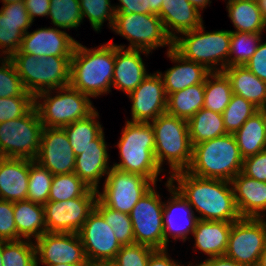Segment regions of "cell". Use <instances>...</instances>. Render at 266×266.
<instances>
[{
    "label": "cell",
    "instance_id": "6da1fadb",
    "mask_svg": "<svg viewBox=\"0 0 266 266\" xmlns=\"http://www.w3.org/2000/svg\"><path fill=\"white\" fill-rule=\"evenodd\" d=\"M173 187L200 213L199 220L234 222L241 218L234 199L231 182L201 178L187 171H179L169 177Z\"/></svg>",
    "mask_w": 266,
    "mask_h": 266
},
{
    "label": "cell",
    "instance_id": "7a4b0ae2",
    "mask_svg": "<svg viewBox=\"0 0 266 266\" xmlns=\"http://www.w3.org/2000/svg\"><path fill=\"white\" fill-rule=\"evenodd\" d=\"M115 67V44L87 49L77 42L71 57L70 86L89 97L110 91Z\"/></svg>",
    "mask_w": 266,
    "mask_h": 266
},
{
    "label": "cell",
    "instance_id": "3957f363",
    "mask_svg": "<svg viewBox=\"0 0 266 266\" xmlns=\"http://www.w3.org/2000/svg\"><path fill=\"white\" fill-rule=\"evenodd\" d=\"M243 157L233 134H225L192 146L187 172L201 178L231 181L242 172Z\"/></svg>",
    "mask_w": 266,
    "mask_h": 266
},
{
    "label": "cell",
    "instance_id": "277c9868",
    "mask_svg": "<svg viewBox=\"0 0 266 266\" xmlns=\"http://www.w3.org/2000/svg\"><path fill=\"white\" fill-rule=\"evenodd\" d=\"M117 145L121 162L112 167L140 174L155 185L162 169L155 158V133L151 122L127 121Z\"/></svg>",
    "mask_w": 266,
    "mask_h": 266
},
{
    "label": "cell",
    "instance_id": "5b68a950",
    "mask_svg": "<svg viewBox=\"0 0 266 266\" xmlns=\"http://www.w3.org/2000/svg\"><path fill=\"white\" fill-rule=\"evenodd\" d=\"M25 90L34 97L48 90L70 85L71 57H36L32 54H14L9 58Z\"/></svg>",
    "mask_w": 266,
    "mask_h": 266
},
{
    "label": "cell",
    "instance_id": "8992f818",
    "mask_svg": "<svg viewBox=\"0 0 266 266\" xmlns=\"http://www.w3.org/2000/svg\"><path fill=\"white\" fill-rule=\"evenodd\" d=\"M186 37H175L173 49L183 58L203 65L210 72L223 71L228 67L231 30L205 32L203 24L181 33ZM221 63V68L215 65Z\"/></svg>",
    "mask_w": 266,
    "mask_h": 266
},
{
    "label": "cell",
    "instance_id": "52a82bcc",
    "mask_svg": "<svg viewBox=\"0 0 266 266\" xmlns=\"http://www.w3.org/2000/svg\"><path fill=\"white\" fill-rule=\"evenodd\" d=\"M151 122L155 133V158L160 168L167 160L172 169L169 174L186 171L192 159L188 122L168 113Z\"/></svg>",
    "mask_w": 266,
    "mask_h": 266
},
{
    "label": "cell",
    "instance_id": "ba28073f",
    "mask_svg": "<svg viewBox=\"0 0 266 266\" xmlns=\"http://www.w3.org/2000/svg\"><path fill=\"white\" fill-rule=\"evenodd\" d=\"M50 92L52 93L51 90L44 91L35 96V108L43 128H63L95 111L89 96L70 85L59 88L56 96L51 97ZM39 99H44L43 103Z\"/></svg>",
    "mask_w": 266,
    "mask_h": 266
},
{
    "label": "cell",
    "instance_id": "9c48e42d",
    "mask_svg": "<svg viewBox=\"0 0 266 266\" xmlns=\"http://www.w3.org/2000/svg\"><path fill=\"white\" fill-rule=\"evenodd\" d=\"M43 124L35 106L18 119L0 123V157L35 160Z\"/></svg>",
    "mask_w": 266,
    "mask_h": 266
},
{
    "label": "cell",
    "instance_id": "30bf717a",
    "mask_svg": "<svg viewBox=\"0 0 266 266\" xmlns=\"http://www.w3.org/2000/svg\"><path fill=\"white\" fill-rule=\"evenodd\" d=\"M112 30L130 41L128 49L150 52L165 45L173 48V39L156 14L116 13Z\"/></svg>",
    "mask_w": 266,
    "mask_h": 266
},
{
    "label": "cell",
    "instance_id": "8fae6325",
    "mask_svg": "<svg viewBox=\"0 0 266 266\" xmlns=\"http://www.w3.org/2000/svg\"><path fill=\"white\" fill-rule=\"evenodd\" d=\"M152 184L155 186L150 179L140 174L111 167L103 192L98 191L97 198L107 207L129 215L139 199L152 188Z\"/></svg>",
    "mask_w": 266,
    "mask_h": 266
},
{
    "label": "cell",
    "instance_id": "7c38bea8",
    "mask_svg": "<svg viewBox=\"0 0 266 266\" xmlns=\"http://www.w3.org/2000/svg\"><path fill=\"white\" fill-rule=\"evenodd\" d=\"M164 202L152 187L131 210L135 243L164 250Z\"/></svg>",
    "mask_w": 266,
    "mask_h": 266
},
{
    "label": "cell",
    "instance_id": "4fadbf2b",
    "mask_svg": "<svg viewBox=\"0 0 266 266\" xmlns=\"http://www.w3.org/2000/svg\"><path fill=\"white\" fill-rule=\"evenodd\" d=\"M266 244V222L262 218H240L232 222L225 256L257 266Z\"/></svg>",
    "mask_w": 266,
    "mask_h": 266
},
{
    "label": "cell",
    "instance_id": "5bb4252c",
    "mask_svg": "<svg viewBox=\"0 0 266 266\" xmlns=\"http://www.w3.org/2000/svg\"><path fill=\"white\" fill-rule=\"evenodd\" d=\"M96 190L65 201H48L44 206L46 230L49 233H78L88 215L95 209Z\"/></svg>",
    "mask_w": 266,
    "mask_h": 266
},
{
    "label": "cell",
    "instance_id": "9a60e30c",
    "mask_svg": "<svg viewBox=\"0 0 266 266\" xmlns=\"http://www.w3.org/2000/svg\"><path fill=\"white\" fill-rule=\"evenodd\" d=\"M78 235L88 263L112 262L122 247L112 227L96 209L88 215Z\"/></svg>",
    "mask_w": 266,
    "mask_h": 266
},
{
    "label": "cell",
    "instance_id": "2e32d148",
    "mask_svg": "<svg viewBox=\"0 0 266 266\" xmlns=\"http://www.w3.org/2000/svg\"><path fill=\"white\" fill-rule=\"evenodd\" d=\"M36 266L42 264L88 265L78 233H44L36 239ZM40 260V261H39Z\"/></svg>",
    "mask_w": 266,
    "mask_h": 266
},
{
    "label": "cell",
    "instance_id": "e0dca14e",
    "mask_svg": "<svg viewBox=\"0 0 266 266\" xmlns=\"http://www.w3.org/2000/svg\"><path fill=\"white\" fill-rule=\"evenodd\" d=\"M34 161L53 175L74 172L76 156L63 128H43L39 153Z\"/></svg>",
    "mask_w": 266,
    "mask_h": 266
},
{
    "label": "cell",
    "instance_id": "ac0fdd59",
    "mask_svg": "<svg viewBox=\"0 0 266 266\" xmlns=\"http://www.w3.org/2000/svg\"><path fill=\"white\" fill-rule=\"evenodd\" d=\"M133 122H148L166 113L167 95L161 75L149 74L130 94Z\"/></svg>",
    "mask_w": 266,
    "mask_h": 266
},
{
    "label": "cell",
    "instance_id": "d6986e66",
    "mask_svg": "<svg viewBox=\"0 0 266 266\" xmlns=\"http://www.w3.org/2000/svg\"><path fill=\"white\" fill-rule=\"evenodd\" d=\"M77 41L65 31L41 28L25 33L20 49L15 54H32L36 57H72Z\"/></svg>",
    "mask_w": 266,
    "mask_h": 266
},
{
    "label": "cell",
    "instance_id": "ffe728a7",
    "mask_svg": "<svg viewBox=\"0 0 266 266\" xmlns=\"http://www.w3.org/2000/svg\"><path fill=\"white\" fill-rule=\"evenodd\" d=\"M166 186L172 196L170 197L171 200L167 201V204L164 203L163 208L164 249H167L169 242L168 233L174 238V240L179 238L185 241L188 233H192L194 231L197 221L199 220L198 216H195L189 202L173 187V183H171L169 178ZM180 210L184 213L182 212V214ZM182 221L186 224H181Z\"/></svg>",
    "mask_w": 266,
    "mask_h": 266
},
{
    "label": "cell",
    "instance_id": "44dd1931",
    "mask_svg": "<svg viewBox=\"0 0 266 266\" xmlns=\"http://www.w3.org/2000/svg\"><path fill=\"white\" fill-rule=\"evenodd\" d=\"M31 23L33 22L24 2L3 5L0 10V49L6 54L5 58H10L19 51L23 36Z\"/></svg>",
    "mask_w": 266,
    "mask_h": 266
},
{
    "label": "cell",
    "instance_id": "7402d4cb",
    "mask_svg": "<svg viewBox=\"0 0 266 266\" xmlns=\"http://www.w3.org/2000/svg\"><path fill=\"white\" fill-rule=\"evenodd\" d=\"M140 52L149 54L141 49H124L115 45V67L112 85L115 89L124 91L127 95L134 91L149 75L146 72Z\"/></svg>",
    "mask_w": 266,
    "mask_h": 266
},
{
    "label": "cell",
    "instance_id": "603a6c76",
    "mask_svg": "<svg viewBox=\"0 0 266 266\" xmlns=\"http://www.w3.org/2000/svg\"><path fill=\"white\" fill-rule=\"evenodd\" d=\"M104 132L92 141V145L76 156L74 173L92 190L98 191L99 180L111 168L108 165L109 155Z\"/></svg>",
    "mask_w": 266,
    "mask_h": 266
},
{
    "label": "cell",
    "instance_id": "cb8c5ba5",
    "mask_svg": "<svg viewBox=\"0 0 266 266\" xmlns=\"http://www.w3.org/2000/svg\"><path fill=\"white\" fill-rule=\"evenodd\" d=\"M237 210L242 218H262L266 210V182L238 173L231 181ZM261 211V212H260Z\"/></svg>",
    "mask_w": 266,
    "mask_h": 266
},
{
    "label": "cell",
    "instance_id": "d4e9b609",
    "mask_svg": "<svg viewBox=\"0 0 266 266\" xmlns=\"http://www.w3.org/2000/svg\"><path fill=\"white\" fill-rule=\"evenodd\" d=\"M30 159L0 157V199L27 200Z\"/></svg>",
    "mask_w": 266,
    "mask_h": 266
},
{
    "label": "cell",
    "instance_id": "484cf974",
    "mask_svg": "<svg viewBox=\"0 0 266 266\" xmlns=\"http://www.w3.org/2000/svg\"><path fill=\"white\" fill-rule=\"evenodd\" d=\"M167 55L171 61L181 63V65L168 69L164 76L158 72L163 80L167 96L176 91L184 90L189 86L205 82L210 71L203 65L183 58L173 48L168 49Z\"/></svg>",
    "mask_w": 266,
    "mask_h": 266
},
{
    "label": "cell",
    "instance_id": "4316f807",
    "mask_svg": "<svg viewBox=\"0 0 266 266\" xmlns=\"http://www.w3.org/2000/svg\"><path fill=\"white\" fill-rule=\"evenodd\" d=\"M160 19L166 33L174 39L176 33H183L200 27L203 20L198 11L188 0H163ZM175 29V30H174Z\"/></svg>",
    "mask_w": 266,
    "mask_h": 266
},
{
    "label": "cell",
    "instance_id": "83f0119b",
    "mask_svg": "<svg viewBox=\"0 0 266 266\" xmlns=\"http://www.w3.org/2000/svg\"><path fill=\"white\" fill-rule=\"evenodd\" d=\"M232 222L198 220L192 232L195 247L210 258L225 255Z\"/></svg>",
    "mask_w": 266,
    "mask_h": 266
},
{
    "label": "cell",
    "instance_id": "f1b7e54d",
    "mask_svg": "<svg viewBox=\"0 0 266 266\" xmlns=\"http://www.w3.org/2000/svg\"><path fill=\"white\" fill-rule=\"evenodd\" d=\"M223 72L229 78L233 94L243 97L258 109L266 106V82L245 66H229Z\"/></svg>",
    "mask_w": 266,
    "mask_h": 266
},
{
    "label": "cell",
    "instance_id": "f546056e",
    "mask_svg": "<svg viewBox=\"0 0 266 266\" xmlns=\"http://www.w3.org/2000/svg\"><path fill=\"white\" fill-rule=\"evenodd\" d=\"M13 213L18 236L29 240L40 238L47 232L44 206L29 200L13 203Z\"/></svg>",
    "mask_w": 266,
    "mask_h": 266
},
{
    "label": "cell",
    "instance_id": "4dcf8cb0",
    "mask_svg": "<svg viewBox=\"0 0 266 266\" xmlns=\"http://www.w3.org/2000/svg\"><path fill=\"white\" fill-rule=\"evenodd\" d=\"M227 8L236 28L234 32L262 34L266 28V20L256 0H231L227 2Z\"/></svg>",
    "mask_w": 266,
    "mask_h": 266
},
{
    "label": "cell",
    "instance_id": "1f68e13d",
    "mask_svg": "<svg viewBox=\"0 0 266 266\" xmlns=\"http://www.w3.org/2000/svg\"><path fill=\"white\" fill-rule=\"evenodd\" d=\"M233 135L243 159L266 150V127L259 110Z\"/></svg>",
    "mask_w": 266,
    "mask_h": 266
},
{
    "label": "cell",
    "instance_id": "d6a6232c",
    "mask_svg": "<svg viewBox=\"0 0 266 266\" xmlns=\"http://www.w3.org/2000/svg\"><path fill=\"white\" fill-rule=\"evenodd\" d=\"M205 82L167 96L166 113L188 121L204 106Z\"/></svg>",
    "mask_w": 266,
    "mask_h": 266
},
{
    "label": "cell",
    "instance_id": "836d02e7",
    "mask_svg": "<svg viewBox=\"0 0 266 266\" xmlns=\"http://www.w3.org/2000/svg\"><path fill=\"white\" fill-rule=\"evenodd\" d=\"M187 122L192 146L227 134L223 115L206 108L199 110Z\"/></svg>",
    "mask_w": 266,
    "mask_h": 266
},
{
    "label": "cell",
    "instance_id": "e575fe53",
    "mask_svg": "<svg viewBox=\"0 0 266 266\" xmlns=\"http://www.w3.org/2000/svg\"><path fill=\"white\" fill-rule=\"evenodd\" d=\"M232 95L233 91L230 80L223 71L210 72L207 75L205 79L203 108L222 114L228 106Z\"/></svg>",
    "mask_w": 266,
    "mask_h": 266
},
{
    "label": "cell",
    "instance_id": "d590c367",
    "mask_svg": "<svg viewBox=\"0 0 266 266\" xmlns=\"http://www.w3.org/2000/svg\"><path fill=\"white\" fill-rule=\"evenodd\" d=\"M98 116L95 110L88 117L63 127L75 156L83 153V150L92 145V141L103 133L101 124L96 122Z\"/></svg>",
    "mask_w": 266,
    "mask_h": 266
},
{
    "label": "cell",
    "instance_id": "8d00e7d4",
    "mask_svg": "<svg viewBox=\"0 0 266 266\" xmlns=\"http://www.w3.org/2000/svg\"><path fill=\"white\" fill-rule=\"evenodd\" d=\"M91 189L73 172L54 175L49 201H65L85 196Z\"/></svg>",
    "mask_w": 266,
    "mask_h": 266
},
{
    "label": "cell",
    "instance_id": "74e56055",
    "mask_svg": "<svg viewBox=\"0 0 266 266\" xmlns=\"http://www.w3.org/2000/svg\"><path fill=\"white\" fill-rule=\"evenodd\" d=\"M261 34L244 33L231 31L230 54L228 59L229 66H245L253 56L259 43Z\"/></svg>",
    "mask_w": 266,
    "mask_h": 266
},
{
    "label": "cell",
    "instance_id": "f35d334b",
    "mask_svg": "<svg viewBox=\"0 0 266 266\" xmlns=\"http://www.w3.org/2000/svg\"><path fill=\"white\" fill-rule=\"evenodd\" d=\"M95 209L112 227L114 235L121 245L135 243L133 225L128 214L107 207L98 198L95 202Z\"/></svg>",
    "mask_w": 266,
    "mask_h": 266
},
{
    "label": "cell",
    "instance_id": "ab89813d",
    "mask_svg": "<svg viewBox=\"0 0 266 266\" xmlns=\"http://www.w3.org/2000/svg\"><path fill=\"white\" fill-rule=\"evenodd\" d=\"M53 174L30 159L27 200L44 205L49 201Z\"/></svg>",
    "mask_w": 266,
    "mask_h": 266
},
{
    "label": "cell",
    "instance_id": "60d3db41",
    "mask_svg": "<svg viewBox=\"0 0 266 266\" xmlns=\"http://www.w3.org/2000/svg\"><path fill=\"white\" fill-rule=\"evenodd\" d=\"M48 16L62 29L77 28L83 20L79 0H50Z\"/></svg>",
    "mask_w": 266,
    "mask_h": 266
},
{
    "label": "cell",
    "instance_id": "b9f144b4",
    "mask_svg": "<svg viewBox=\"0 0 266 266\" xmlns=\"http://www.w3.org/2000/svg\"><path fill=\"white\" fill-rule=\"evenodd\" d=\"M258 108L243 97L233 94L223 111V120L227 134H234L250 118Z\"/></svg>",
    "mask_w": 266,
    "mask_h": 266
},
{
    "label": "cell",
    "instance_id": "7bdbcfd3",
    "mask_svg": "<svg viewBox=\"0 0 266 266\" xmlns=\"http://www.w3.org/2000/svg\"><path fill=\"white\" fill-rule=\"evenodd\" d=\"M2 266H36L35 243L30 240L7 241L2 251Z\"/></svg>",
    "mask_w": 266,
    "mask_h": 266
},
{
    "label": "cell",
    "instance_id": "ee69618b",
    "mask_svg": "<svg viewBox=\"0 0 266 266\" xmlns=\"http://www.w3.org/2000/svg\"><path fill=\"white\" fill-rule=\"evenodd\" d=\"M79 3L82 18L87 16L95 31H100L105 19L113 28L116 12L110 0H79Z\"/></svg>",
    "mask_w": 266,
    "mask_h": 266
},
{
    "label": "cell",
    "instance_id": "f6af8a7d",
    "mask_svg": "<svg viewBox=\"0 0 266 266\" xmlns=\"http://www.w3.org/2000/svg\"><path fill=\"white\" fill-rule=\"evenodd\" d=\"M0 66V98L13 96H33L28 93L9 58H3Z\"/></svg>",
    "mask_w": 266,
    "mask_h": 266
},
{
    "label": "cell",
    "instance_id": "bcb514c9",
    "mask_svg": "<svg viewBox=\"0 0 266 266\" xmlns=\"http://www.w3.org/2000/svg\"><path fill=\"white\" fill-rule=\"evenodd\" d=\"M154 251L152 247L137 243L122 245L112 263L115 266H147Z\"/></svg>",
    "mask_w": 266,
    "mask_h": 266
},
{
    "label": "cell",
    "instance_id": "7dc6e473",
    "mask_svg": "<svg viewBox=\"0 0 266 266\" xmlns=\"http://www.w3.org/2000/svg\"><path fill=\"white\" fill-rule=\"evenodd\" d=\"M35 106L34 96L0 98V123L18 119Z\"/></svg>",
    "mask_w": 266,
    "mask_h": 266
},
{
    "label": "cell",
    "instance_id": "c3c4849f",
    "mask_svg": "<svg viewBox=\"0 0 266 266\" xmlns=\"http://www.w3.org/2000/svg\"><path fill=\"white\" fill-rule=\"evenodd\" d=\"M0 239L6 241L21 240L15 226L13 202L0 199Z\"/></svg>",
    "mask_w": 266,
    "mask_h": 266
},
{
    "label": "cell",
    "instance_id": "681fc988",
    "mask_svg": "<svg viewBox=\"0 0 266 266\" xmlns=\"http://www.w3.org/2000/svg\"><path fill=\"white\" fill-rule=\"evenodd\" d=\"M242 173L249 178L266 182V150L244 158Z\"/></svg>",
    "mask_w": 266,
    "mask_h": 266
},
{
    "label": "cell",
    "instance_id": "f907efd6",
    "mask_svg": "<svg viewBox=\"0 0 266 266\" xmlns=\"http://www.w3.org/2000/svg\"><path fill=\"white\" fill-rule=\"evenodd\" d=\"M254 75L266 82V42L259 43L257 50L245 65Z\"/></svg>",
    "mask_w": 266,
    "mask_h": 266
},
{
    "label": "cell",
    "instance_id": "816d5d0a",
    "mask_svg": "<svg viewBox=\"0 0 266 266\" xmlns=\"http://www.w3.org/2000/svg\"><path fill=\"white\" fill-rule=\"evenodd\" d=\"M120 5L114 7L116 13L148 14L147 0H119Z\"/></svg>",
    "mask_w": 266,
    "mask_h": 266
},
{
    "label": "cell",
    "instance_id": "f5cc1de1",
    "mask_svg": "<svg viewBox=\"0 0 266 266\" xmlns=\"http://www.w3.org/2000/svg\"><path fill=\"white\" fill-rule=\"evenodd\" d=\"M24 3L32 22L36 16L49 14L50 0H24Z\"/></svg>",
    "mask_w": 266,
    "mask_h": 266
},
{
    "label": "cell",
    "instance_id": "db71d44e",
    "mask_svg": "<svg viewBox=\"0 0 266 266\" xmlns=\"http://www.w3.org/2000/svg\"><path fill=\"white\" fill-rule=\"evenodd\" d=\"M167 250H155L148 258L147 266H181L172 261L167 255ZM168 256V257H167Z\"/></svg>",
    "mask_w": 266,
    "mask_h": 266
},
{
    "label": "cell",
    "instance_id": "11a10c76",
    "mask_svg": "<svg viewBox=\"0 0 266 266\" xmlns=\"http://www.w3.org/2000/svg\"><path fill=\"white\" fill-rule=\"evenodd\" d=\"M204 266H249L236 262L235 260L228 258L227 256L211 257L204 262H201Z\"/></svg>",
    "mask_w": 266,
    "mask_h": 266
},
{
    "label": "cell",
    "instance_id": "9f6ffc18",
    "mask_svg": "<svg viewBox=\"0 0 266 266\" xmlns=\"http://www.w3.org/2000/svg\"><path fill=\"white\" fill-rule=\"evenodd\" d=\"M148 1V14L160 15V9L163 0H147Z\"/></svg>",
    "mask_w": 266,
    "mask_h": 266
},
{
    "label": "cell",
    "instance_id": "6f0895ef",
    "mask_svg": "<svg viewBox=\"0 0 266 266\" xmlns=\"http://www.w3.org/2000/svg\"><path fill=\"white\" fill-rule=\"evenodd\" d=\"M198 11H200L201 9L203 10V8H206L207 4H209V2L211 3L210 0H188ZM200 9V10H199Z\"/></svg>",
    "mask_w": 266,
    "mask_h": 266
},
{
    "label": "cell",
    "instance_id": "680465c9",
    "mask_svg": "<svg viewBox=\"0 0 266 266\" xmlns=\"http://www.w3.org/2000/svg\"><path fill=\"white\" fill-rule=\"evenodd\" d=\"M258 3V7L260 11L262 12V16L266 20V0H256Z\"/></svg>",
    "mask_w": 266,
    "mask_h": 266
},
{
    "label": "cell",
    "instance_id": "91938a15",
    "mask_svg": "<svg viewBox=\"0 0 266 266\" xmlns=\"http://www.w3.org/2000/svg\"><path fill=\"white\" fill-rule=\"evenodd\" d=\"M257 266H266V244H265V248L263 249L260 257H259V261Z\"/></svg>",
    "mask_w": 266,
    "mask_h": 266
},
{
    "label": "cell",
    "instance_id": "94428289",
    "mask_svg": "<svg viewBox=\"0 0 266 266\" xmlns=\"http://www.w3.org/2000/svg\"><path fill=\"white\" fill-rule=\"evenodd\" d=\"M87 266H115L112 262H90Z\"/></svg>",
    "mask_w": 266,
    "mask_h": 266
},
{
    "label": "cell",
    "instance_id": "6125c7cd",
    "mask_svg": "<svg viewBox=\"0 0 266 266\" xmlns=\"http://www.w3.org/2000/svg\"><path fill=\"white\" fill-rule=\"evenodd\" d=\"M6 242H7L6 240L0 239V266L3 265V262H2V251H3V246H4V244Z\"/></svg>",
    "mask_w": 266,
    "mask_h": 266
},
{
    "label": "cell",
    "instance_id": "be15d7a7",
    "mask_svg": "<svg viewBox=\"0 0 266 266\" xmlns=\"http://www.w3.org/2000/svg\"><path fill=\"white\" fill-rule=\"evenodd\" d=\"M46 266H87V265H71V264H61V263H57V264H45Z\"/></svg>",
    "mask_w": 266,
    "mask_h": 266
},
{
    "label": "cell",
    "instance_id": "e7e4bbea",
    "mask_svg": "<svg viewBox=\"0 0 266 266\" xmlns=\"http://www.w3.org/2000/svg\"><path fill=\"white\" fill-rule=\"evenodd\" d=\"M258 110L261 112V114L263 116V119H264V122H265V127H266V106H264V107H262V108H260Z\"/></svg>",
    "mask_w": 266,
    "mask_h": 266
},
{
    "label": "cell",
    "instance_id": "03108f58",
    "mask_svg": "<svg viewBox=\"0 0 266 266\" xmlns=\"http://www.w3.org/2000/svg\"><path fill=\"white\" fill-rule=\"evenodd\" d=\"M3 5L15 3V2H24V0H2Z\"/></svg>",
    "mask_w": 266,
    "mask_h": 266
},
{
    "label": "cell",
    "instance_id": "003e7915",
    "mask_svg": "<svg viewBox=\"0 0 266 266\" xmlns=\"http://www.w3.org/2000/svg\"><path fill=\"white\" fill-rule=\"evenodd\" d=\"M188 266H191V265L189 264ZM195 266H204V265L202 263H200L199 265H195Z\"/></svg>",
    "mask_w": 266,
    "mask_h": 266
}]
</instances>
